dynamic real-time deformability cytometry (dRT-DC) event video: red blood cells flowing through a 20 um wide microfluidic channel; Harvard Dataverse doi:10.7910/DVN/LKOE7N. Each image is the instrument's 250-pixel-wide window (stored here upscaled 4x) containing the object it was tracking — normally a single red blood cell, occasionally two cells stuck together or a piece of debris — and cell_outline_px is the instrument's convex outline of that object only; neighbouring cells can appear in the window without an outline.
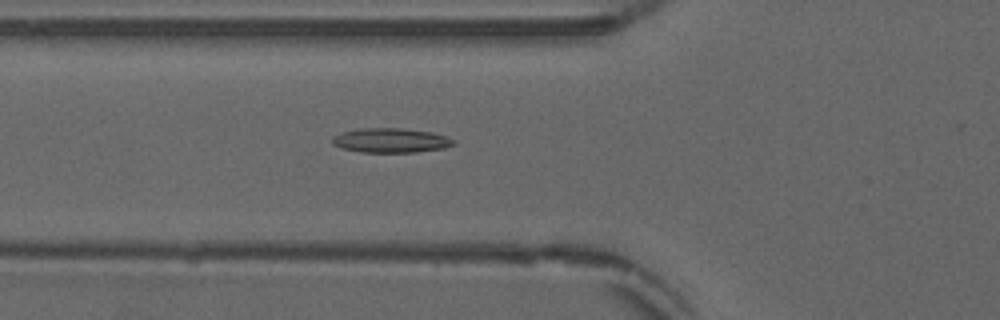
{"species": "common noctule bat (a hibernating species)", "species_latin": "Nyctalus noctula", "temperature_condition": "warm", "stored_images_in_passage": 52, "camera_frame_rate_fps": 3000, "um_per_image_px": 0.085, "animal": {"sex": "male", "forearm_length_mm": 52.5}, "frame": {"image": 1, "passage_image": 19, "time_ms": 6.0, "image_size_px": [1000, 320], "cell_outline_px": [[456, 144], [444, 148], [416, 152], [360, 152], [340, 148], [332, 144], [332, 136], [344, 132], [360, 128], [404, 128], [432, 132], [448, 136]], "centroid_in_image_um": [33.21, 11.93], "position_along_channel_um": 92.6, "area_um2": 17.4}}
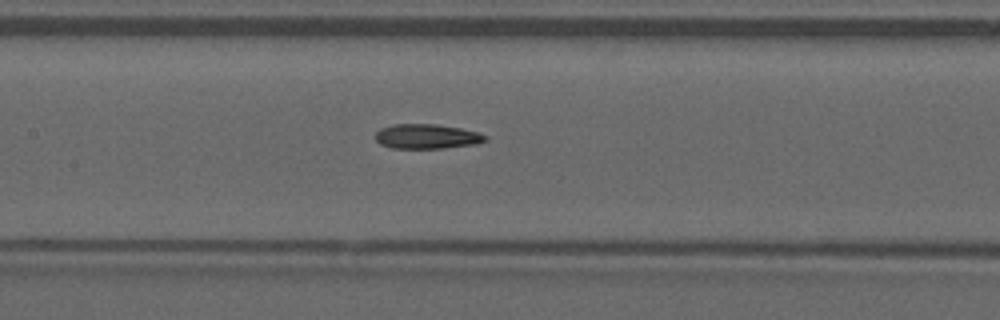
{"frame": {"image": 2, "passage_image": 25, "time_ms": 8.0, "image_size_px": [1000, 320], "cell_outline_px": [[488, 140], [476, 144], [444, 148], [392, 148], [380, 144], [376, 140], [376, 132], [380, 128], [392, 124], [436, 124], [460, 128], [480, 132], [488, 136]], "centroid_in_image_um": [36.31, 11.59], "position_along_channel_um": 171.1, "area_um2": 15.95}}
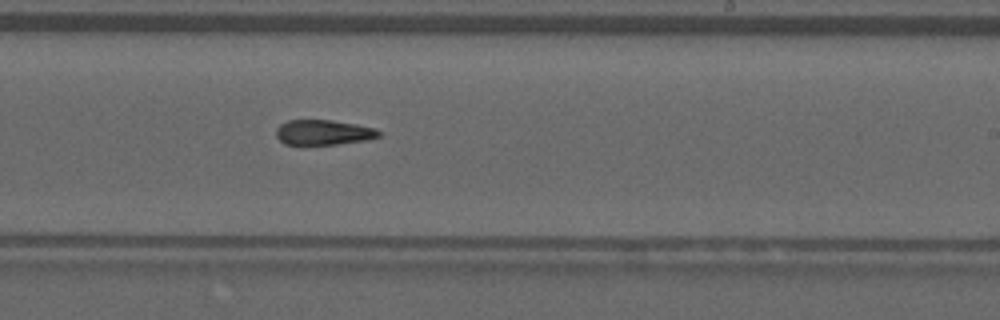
{"frame": {"image": 3, "passage_image": 32, "time_ms": 10.333, "image_size_px": [1000, 320], "cell_outline_px": [[380, 136], [368, 140], [336, 144], [284, 144], [276, 136], [276, 128], [280, 124], [288, 120], [332, 120], [356, 124], [376, 128], [380, 132]], "centroid_in_image_um": [27.5, 11.25], "position_along_channel_um": 261.5, "area_um2": 15.03}, "authors_computed_cell_mechanics": {"area_um2": 16.0973, "velocity_mm_per_s": 3.8907, "shape_relaxation_time_tau1_ms": null, "shape_relaxation_time_tau2_ms": 3.0735, "deformation_change_tau1": null, "deformation_change_tau2": 0.1125}}